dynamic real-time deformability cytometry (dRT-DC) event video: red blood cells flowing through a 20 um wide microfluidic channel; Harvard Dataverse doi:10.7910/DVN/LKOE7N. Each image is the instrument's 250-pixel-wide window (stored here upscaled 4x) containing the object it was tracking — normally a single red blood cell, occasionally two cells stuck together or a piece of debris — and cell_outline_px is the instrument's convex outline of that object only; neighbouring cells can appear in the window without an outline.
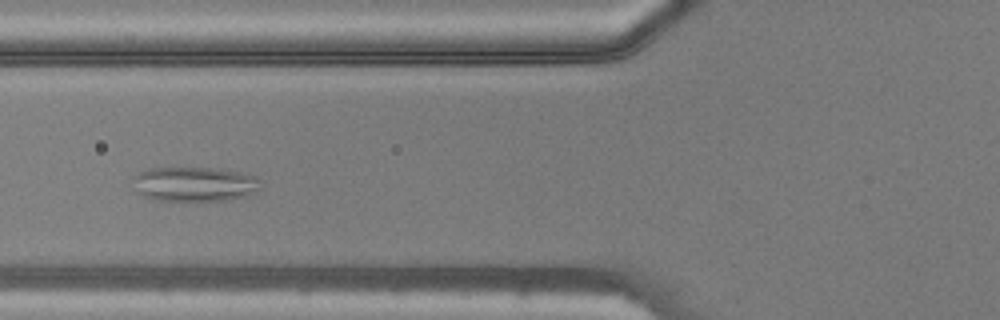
{"species": "common noctule bat (a hibernating species)", "species_latin": "Nyctalus noctula", "temperature_condition": "warm", "stored_images_in_passage": 22, "camera_frame_rate_fps": 3000, "um_per_image_px": 0.085, "animal": {"sex": "male", "body_mass_g": 20.5, "forearm_length_mm": 52.5}, "frame": {"image": 1, "passage_image": 4, "time_ms": 1.0, "image_size_px": [1000, 320], "cell_outline_px": [[260, 188], [256, 192], [244, 196], [224, 200], [156, 200], [144, 196], [136, 192], [136, 176], [140, 172], [148, 168], [212, 168], [240, 172], [256, 176]], "centroid_in_image_um": [16.55, 15.64], "position_along_channel_um": 109.3, "area_um2": 25.26}}
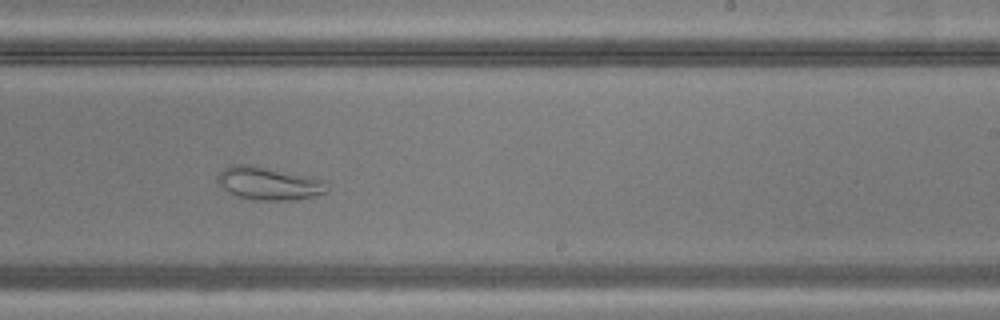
{"frame": {"image": 2, "passage_image": 15, "time_ms": 4.667, "image_size_px": [1000, 320], "cell_outline_px": [[328, 192], [296, 200], [252, 200], [236, 196], [228, 192], [220, 184], [216, 176], [228, 164], [252, 164], [324, 180], [328, 184]], "centroid_in_image_um": [22.82, 15.59], "position_along_channel_um": 266.2, "area_um2": 21.15}}
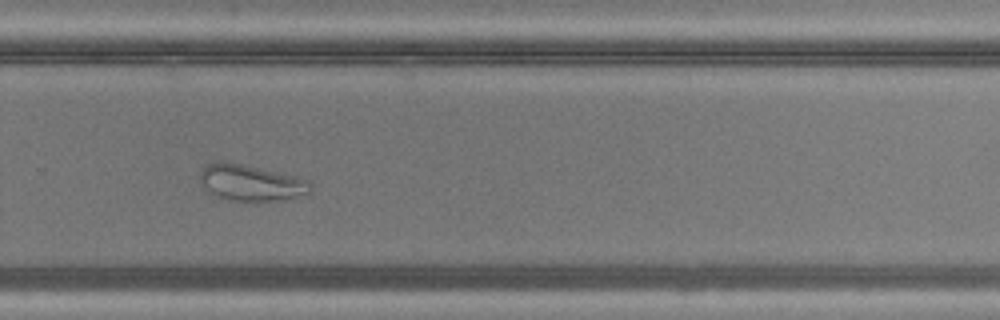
{"frame": {"image": 3, "passage_image": 18, "time_ms": 5.667, "image_size_px": [1000, 320], "cell_outline_px": [[312, 188], [308, 196], [292, 200], [252, 204], [248, 204], [224, 200], [216, 196], [200, 180], [200, 172], [204, 164], [220, 160], [224, 160], [280, 172], [296, 176], [308, 180]], "centroid_in_image_um": [21.41, 15.59], "position_along_channel_um": 308.4, "area_um2": 24.68}}